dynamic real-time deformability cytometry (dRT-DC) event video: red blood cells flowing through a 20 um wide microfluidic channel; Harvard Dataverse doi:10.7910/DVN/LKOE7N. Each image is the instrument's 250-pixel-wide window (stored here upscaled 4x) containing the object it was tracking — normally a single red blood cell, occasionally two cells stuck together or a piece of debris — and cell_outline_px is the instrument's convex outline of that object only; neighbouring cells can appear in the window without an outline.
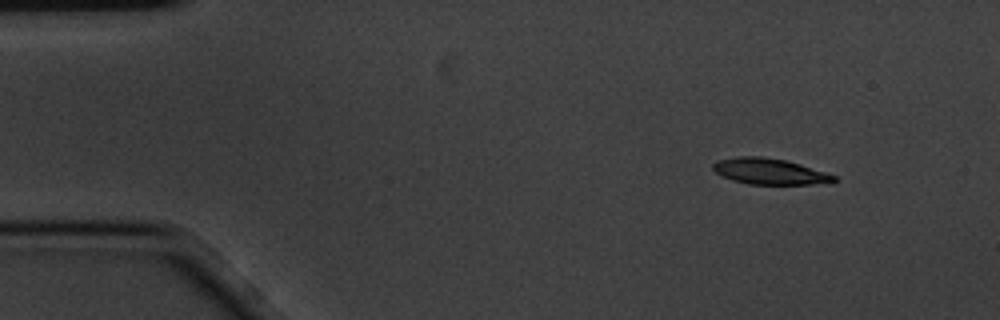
{"species": "common noctule bat (a hibernating species)", "species_latin": "Nyctalus noctula", "temperature_condition": "cold", "stored_images_in_passage": 4, "camera_frame_rate_fps": 3000, "um_per_image_px": 0.085, "animal": {"sex": "male", "body_mass_g": 20.1, "forearm_length_mm": 53.5}, "frame": {"image": 1, "passage_image": 1, "time_ms": 0.0, "image_size_px": [1000, 320], "cell_outline_px": [[836, 180], [812, 184], [748, 184], [732, 180], [720, 176], [712, 168], [712, 164], [716, 160], [736, 156], [760, 156], [788, 160], [836, 176]], "centroid_in_image_um": [65.32, 14.55], "position_along_channel_um": 19.7, "area_um2": 18.26}}